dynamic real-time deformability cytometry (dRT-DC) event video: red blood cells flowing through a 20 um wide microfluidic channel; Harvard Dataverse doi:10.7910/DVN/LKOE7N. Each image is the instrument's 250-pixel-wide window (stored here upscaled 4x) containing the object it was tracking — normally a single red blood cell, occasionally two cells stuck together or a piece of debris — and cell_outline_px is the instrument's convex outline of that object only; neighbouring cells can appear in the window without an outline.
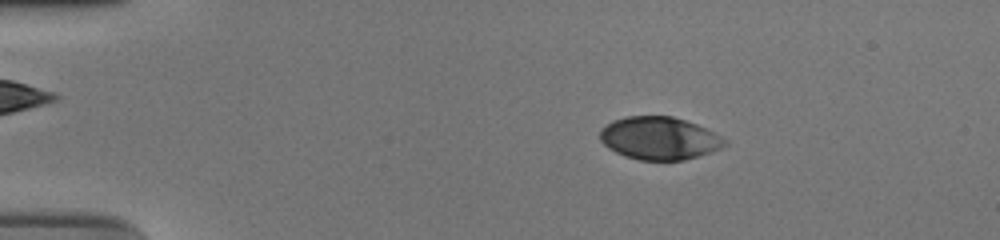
{"species": "human", "species_latin": "Homo sapiens", "temperature_condition": "cold", "stored_images_in_passage": 55, "camera_frame_rate_fps": 3000, "um_per_image_px": 0.085, "donor": {"sex": "male"}, "frame": {"image": 1, "passage_image": 10, "time_ms": 3.0, "image_size_px": [1000, 240], "cell_outline_px": [[728, 144], [720, 148], [684, 160], [640, 160], [624, 156], [608, 148], [600, 140], [600, 128], [612, 120], [624, 116], [672, 116], [696, 124], [728, 140]], "centroid_in_image_um": [55.99, 11.74], "position_along_channel_um": 29.0, "area_um2": 30.98}}
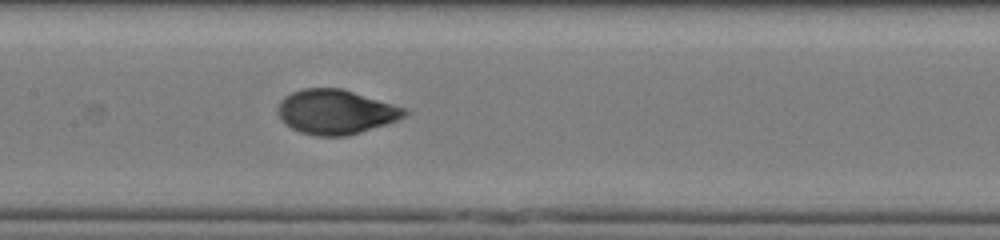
{"frame": {"image": 2, "passage_image": 28, "time_ms": 9.0, "image_size_px": [1000, 240], "cell_outline_px": [[412, 112], [396, 120], [348, 136], [316, 136], [300, 132], [284, 124], [280, 120], [276, 112], [276, 108], [280, 100], [284, 96], [292, 92], [304, 88], [340, 88], [392, 104], [404, 108]], "centroid_in_image_um": [28.46, 9.51], "position_along_channel_um": 178.9, "area_um2": 32.83}}
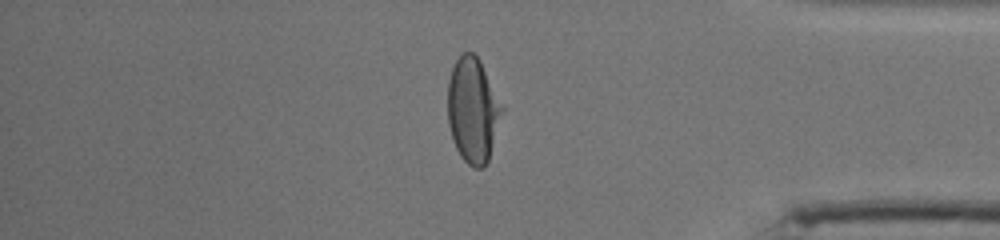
{"frame": {"image": 3, "passage_image": 47, "time_ms": 15.333, "image_size_px": [1000, 240], "cell_outline_px": [[504, 112], [488, 160], [484, 168], [472, 168], [460, 156], [452, 140], [448, 124], [448, 80], [452, 68], [456, 60], [464, 52], [472, 52], [480, 60], [504, 108]], "centroid_in_image_um": [40.2, 9.39], "position_along_channel_um": 395.0, "area_um2": 33.41}, "authors_computed_cell_mechanics": {"area_um2": 32.7726, "velocity_mm_per_s": 3.7499, "shape_relaxation_time_tau1_ms": 3.3594, "shape_relaxation_time_tau2_ms": null, "deformation_change_tau1": 0.181, "deformation_change_tau2": null}}